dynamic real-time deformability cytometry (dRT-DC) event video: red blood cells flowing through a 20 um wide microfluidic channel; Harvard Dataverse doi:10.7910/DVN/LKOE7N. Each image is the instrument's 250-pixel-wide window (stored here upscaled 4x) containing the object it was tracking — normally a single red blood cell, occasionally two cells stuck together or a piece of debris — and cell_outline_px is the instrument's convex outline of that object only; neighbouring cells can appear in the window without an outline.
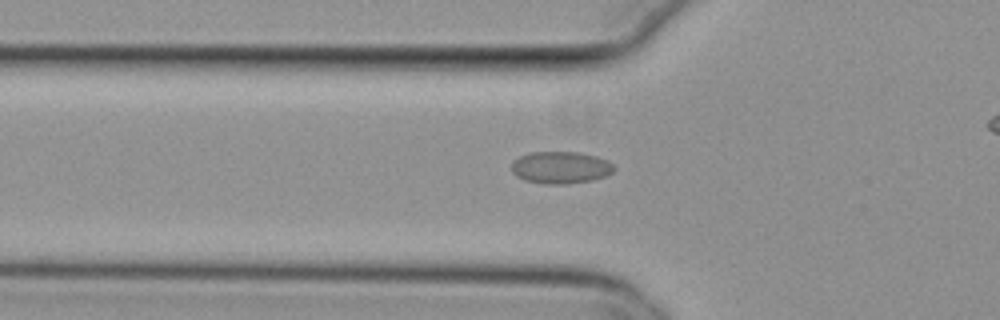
{"species": "common noctule bat (a hibernating species)", "species_latin": "Nyctalus noctula", "temperature_condition": "cold", "stored_images_in_passage": 36, "camera_frame_rate_fps": 3000, "um_per_image_px": 0.085, "animal": {"sex": "female", "body_mass_g": 29.2, "forearm_length_mm": 56.3}, "frame": {"image": 1, "passage_image": 7, "time_ms": 2.0, "image_size_px": [1000, 320], "cell_outline_px": [[616, 168], [612, 172], [604, 176], [592, 180], [564, 184], [544, 184], [524, 180], [516, 176], [512, 172], [512, 160], [520, 156], [532, 152], [580, 152], [596, 156], [608, 160]], "centroid_in_image_um": [47.64, 14.23], "position_along_channel_um": 78.2, "area_um2": 19.25}}
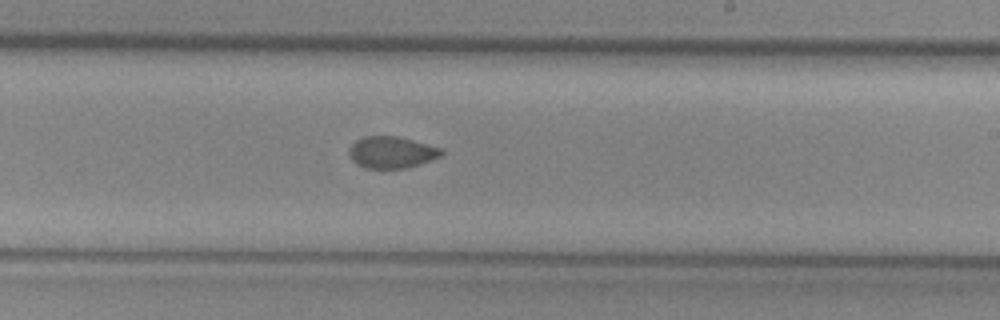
{"frame": {"image": 2, "passage_image": 21, "time_ms": 6.667, "image_size_px": [1000, 320], "cell_outline_px": [[444, 152], [440, 156], [404, 168], [364, 168], [356, 164], [348, 156], [348, 148], [356, 140], [364, 136], [396, 136], [444, 148]], "centroid_in_image_um": [33.23, 12.93], "position_along_channel_um": 255.8, "area_um2": 16.99}}
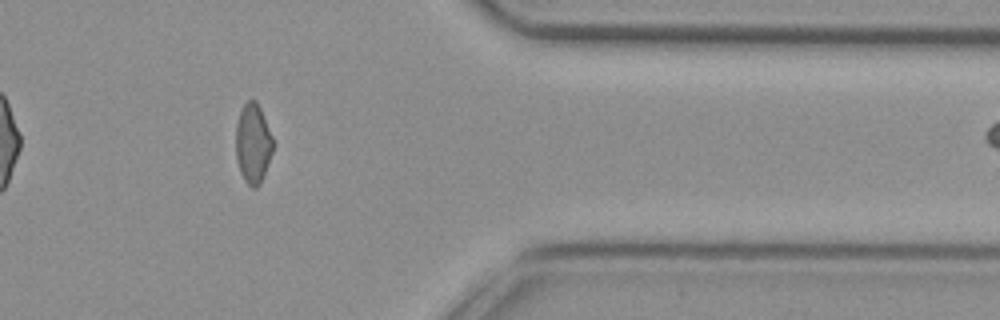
{"frame": {"image": 3, "passage_image": 33, "time_ms": 10.667, "image_size_px": [1000, 320], "cell_outline_px": [[276, 144], [260, 184], [256, 188], [252, 188], [244, 180], [240, 172], [236, 160], [236, 124], [240, 112], [244, 104], [248, 100], [256, 100], [260, 108]], "centroid_in_image_um": [21.52, 12.21], "position_along_channel_um": 389.9, "area_um2": 17.46}}